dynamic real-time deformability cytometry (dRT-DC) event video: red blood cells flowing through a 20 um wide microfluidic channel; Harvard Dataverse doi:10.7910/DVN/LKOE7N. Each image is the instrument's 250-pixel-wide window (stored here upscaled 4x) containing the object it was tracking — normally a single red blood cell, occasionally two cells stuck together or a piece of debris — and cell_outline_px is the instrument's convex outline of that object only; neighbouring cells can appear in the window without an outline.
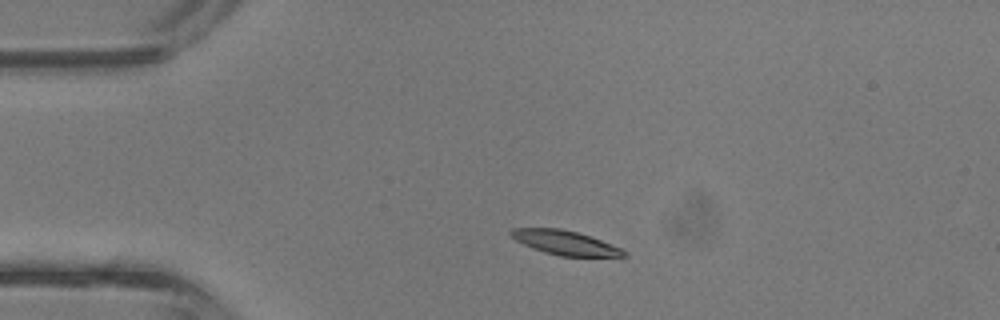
{"species": "common noctule bat (a hibernating species)", "species_latin": "Nyctalus noctula", "temperature_condition": "room temperature", "stored_images_in_passage": 3, "camera_frame_rate_fps": 3000, "um_per_image_px": 0.085, "animal": {"sex": "male", "body_mass_g": 13.3}, "frame": {"image": 1, "passage_image": 2, "time_ms": 0.333, "image_size_px": [1000, 320], "cell_outline_px": [[628, 256], [624, 260], [620, 260], [560, 256], [544, 252], [532, 248], [516, 240], [508, 232], [512, 228], [560, 228], [580, 232], [620, 248], [628, 252]], "centroid_in_image_um": [48.22, 20.7], "position_along_channel_um": 36.8, "area_um2": 16.94}}